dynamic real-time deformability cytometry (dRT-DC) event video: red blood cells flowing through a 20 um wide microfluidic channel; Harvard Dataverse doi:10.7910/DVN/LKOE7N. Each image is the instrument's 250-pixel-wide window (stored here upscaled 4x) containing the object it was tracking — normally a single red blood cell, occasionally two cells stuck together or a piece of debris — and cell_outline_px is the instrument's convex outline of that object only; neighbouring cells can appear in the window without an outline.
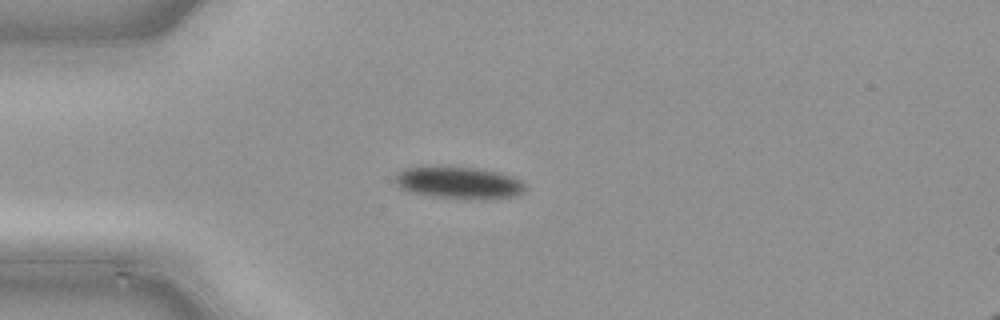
{"species": "common noctule bat (a hibernating species)", "species_latin": "Nyctalus noctula", "temperature_condition": "cold", "stored_images_in_passage": 36, "camera_frame_rate_fps": 3000, "um_per_image_px": 0.085, "animal": {"sex": "male", "body_mass_g": 21.5, "forearm_length_mm": 52.0}, "frame": {"image": 1, "passage_image": 6, "time_ms": 1.667, "image_size_px": [1000, 320], "cell_outline_px": [[528, 188], [524, 192], [516, 196], [484, 200], [464, 200], [432, 196], [408, 192], [400, 188], [396, 184], [396, 172], [404, 168], [480, 168], [496, 172], [520, 180]], "centroid_in_image_um": [39.03, 15.58], "position_along_channel_um": 46.0, "area_um2": 24.28}}